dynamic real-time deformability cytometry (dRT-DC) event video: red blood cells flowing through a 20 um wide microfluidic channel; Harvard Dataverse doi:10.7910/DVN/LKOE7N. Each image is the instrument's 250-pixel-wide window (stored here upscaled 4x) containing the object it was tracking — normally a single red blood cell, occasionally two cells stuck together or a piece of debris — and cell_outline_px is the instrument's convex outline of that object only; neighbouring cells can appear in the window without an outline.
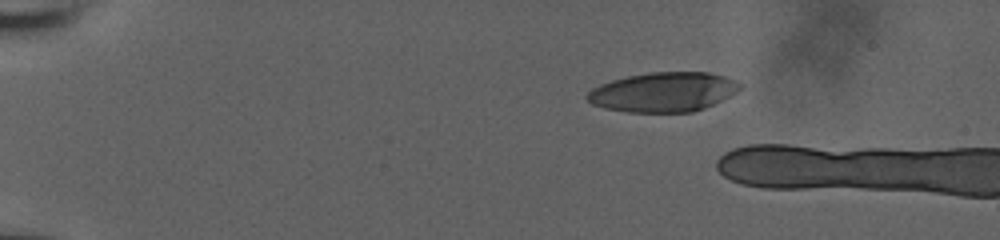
{"species": "human", "species_latin": "Homo sapiens", "temperature_condition": "room temperature", "stored_images_in_passage": 6, "camera_frame_rate_fps": 3000, "um_per_image_px": 0.085, "donor": {"sex": "male"}, "frame": {"image": 1, "passage_image": 1, "time_ms": 0.0, "image_size_px": [1000, 240], "cell_outline_px": [[740, 88], [736, 92], [704, 108], [692, 112], [628, 112], [604, 108], [592, 104], [584, 96], [592, 88], [600, 84], [612, 80], [628, 76], [652, 72], [708, 72], [724, 76], [736, 80], [740, 84]], "centroid_in_image_um": [56.35, 7.82], "position_along_channel_um": 28.6, "area_um2": 35.03}}